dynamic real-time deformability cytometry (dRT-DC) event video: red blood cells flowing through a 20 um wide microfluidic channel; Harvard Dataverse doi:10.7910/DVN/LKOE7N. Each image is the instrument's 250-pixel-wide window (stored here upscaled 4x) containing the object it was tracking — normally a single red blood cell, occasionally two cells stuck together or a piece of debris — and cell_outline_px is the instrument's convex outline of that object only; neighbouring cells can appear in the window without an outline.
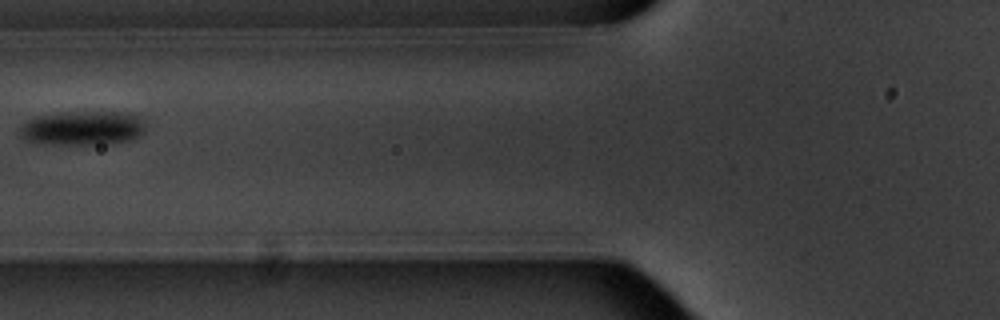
{"species": "common noctule bat (a hibernating species)", "species_latin": "Nyctalus noctula", "temperature_condition": "warm", "stored_images_in_passage": 9, "camera_frame_rate_fps": 3000, "um_per_image_px": 0.085, "animal": {"sex": "male", "body_mass_g": 20.1, "forearm_length_mm": 53.5}, "frame": {"image": 1, "passage_image": 4, "time_ms": 3.667, "image_size_px": [1000, 320], "cell_outline_px": [[144, 128], [140, 136], [132, 140], [100, 144], [52, 144], [28, 140], [20, 132], [20, 128], [28, 120], [36, 116], [60, 112], [128, 112], [144, 116]], "centroid_in_image_um": [7.12, 10.86], "position_along_channel_um": 118.7, "area_um2": 25.09}}
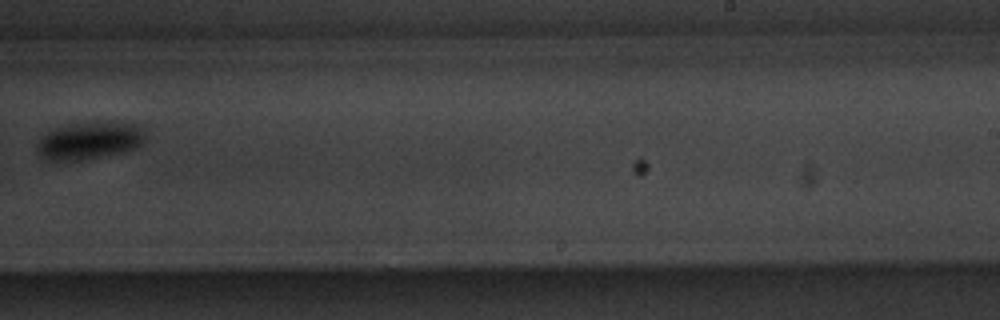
{"frame": {"image": 2, "passage_image": 8, "time_ms": 8.333, "image_size_px": [1000, 320], "cell_outline_px": [[144, 144], [136, 148], [124, 152], [88, 160], [44, 160], [40, 156], [36, 144], [52, 128], [68, 124], [108, 120], [136, 124], [144, 132]], "centroid_in_image_um": [7.63, 11.94], "position_along_channel_um": 281.4, "area_um2": 24.16}}